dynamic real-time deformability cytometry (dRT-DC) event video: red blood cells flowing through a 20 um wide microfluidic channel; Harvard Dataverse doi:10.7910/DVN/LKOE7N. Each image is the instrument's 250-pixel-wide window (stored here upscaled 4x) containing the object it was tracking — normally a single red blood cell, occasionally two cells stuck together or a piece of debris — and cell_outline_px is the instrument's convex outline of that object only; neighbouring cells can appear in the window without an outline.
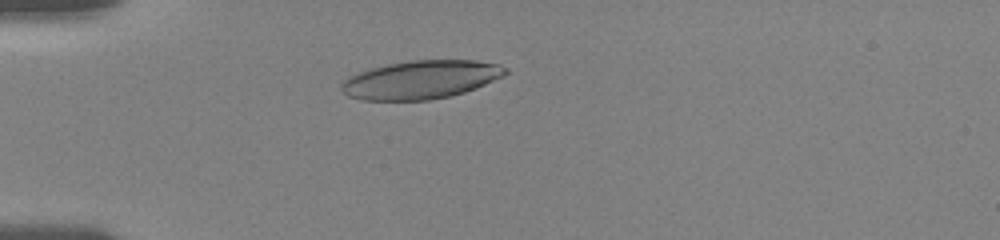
{"species": "human", "species_latin": "Homo sapiens", "temperature_condition": "room temperature", "stored_images_in_passage": 54, "camera_frame_rate_fps": 3000, "um_per_image_px": 0.085, "donor": {"sex": "female"}, "frame": {"image": 1, "passage_image": 10, "time_ms": 3.333, "image_size_px": [1000, 240], "cell_outline_px": [[508, 72], [504, 76], [476, 88], [464, 92], [448, 96], [428, 100], [364, 100], [348, 96], [340, 88], [340, 84], [348, 76], [372, 68], [388, 64], [412, 60], [476, 60], [500, 64], [508, 68]], "centroid_in_image_um": [35.8, 6.76], "position_along_channel_um": 49.2, "area_um2": 36.65}}
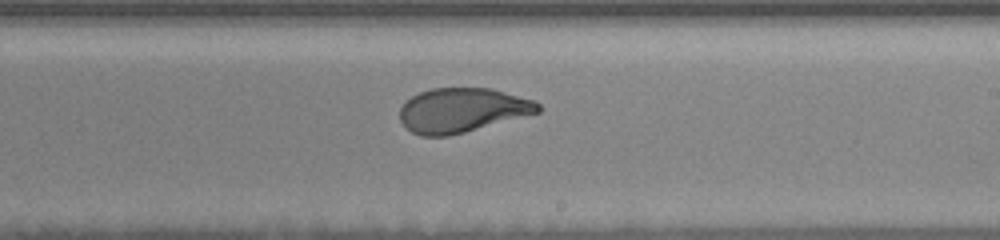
{"frame": {"image": 2, "passage_image": 26, "time_ms": 9.333, "image_size_px": [1000, 240], "cell_outline_px": [[540, 112], [464, 132], [448, 136], [420, 136], [404, 128], [400, 120], [400, 108], [412, 96], [420, 92], [432, 88], [492, 88], [536, 100], [540, 104]], "centroid_in_image_um": [39.28, 9.36], "position_along_channel_um": 249.7, "area_um2": 35.78}}
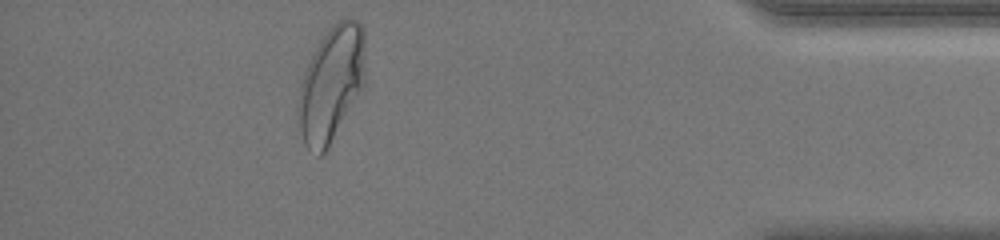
{"frame": {"image": 3, "passage_image": 46, "time_ms": 14.667, "image_size_px": [1000, 240], "cell_outline_px": [[364, 84], [328, 148], [320, 156], [316, 156], [304, 144], [296, 116], [296, 104], [300, 84], [304, 72], [320, 40], [332, 24], [340, 20], [356, 20], [364, 28]], "centroid_in_image_um": [28.12, 7.17], "position_along_channel_um": 407.1, "area_um2": 44.8}, "authors_computed_cell_mechanics": {"area_um2": 37.0787, "velocity_mm_per_s": 3.6777, "shape_relaxation_time_tau1_ms": 4.0172, "shape_relaxation_time_tau2_ms": 0.8166, "deformation_change_tau1": 0.1833, "deformation_change_tau2": 0.0624}}